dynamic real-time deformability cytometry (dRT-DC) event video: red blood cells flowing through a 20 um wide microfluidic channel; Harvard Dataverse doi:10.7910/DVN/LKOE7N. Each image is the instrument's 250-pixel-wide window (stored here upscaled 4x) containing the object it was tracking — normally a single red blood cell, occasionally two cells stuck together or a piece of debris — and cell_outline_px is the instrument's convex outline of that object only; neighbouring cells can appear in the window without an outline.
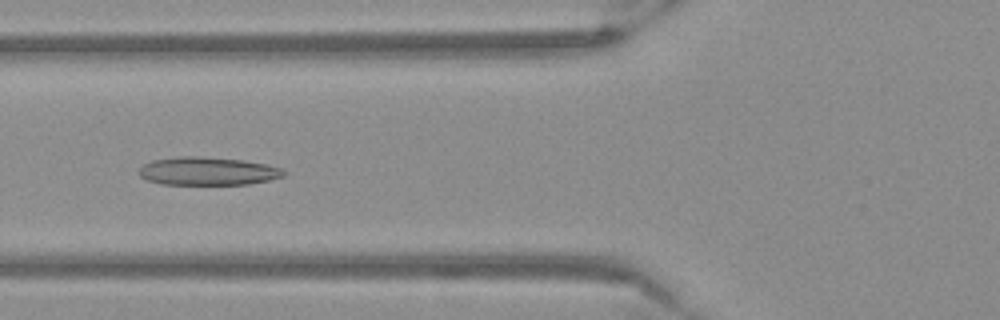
{"species": "Egyptian fruit bat (a non-hibernating species)", "species_latin": "Rousettus aegyptiacus", "temperature_condition": "warm", "stored_images_in_passage": 45, "camera_frame_rate_fps": 3000, "um_per_image_px": 0.085, "frame": {"image": 1, "passage_image": 13, "time_ms": 4.0, "image_size_px": [1000, 320], "cell_outline_px": [[288, 172], [284, 176], [268, 180], [248, 184], [160, 184], [148, 180], [140, 176], [140, 168], [144, 164], [152, 160], [180, 156], [196, 156], [240, 160], [268, 164], [280, 168]], "centroid_in_image_um": [17.67, 14.55], "position_along_channel_um": 108.1, "area_um2": 23.58}}
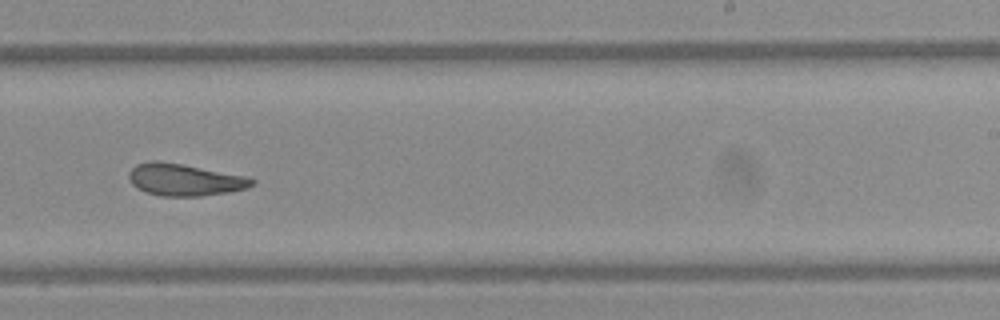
{"frame": {"image": 2, "passage_image": 26, "time_ms": 8.333, "image_size_px": [1000, 320], "cell_outline_px": [[256, 184], [248, 188], [228, 192], [200, 196], [160, 196], [148, 192], [132, 184], [128, 176], [128, 172], [136, 164], [148, 160], [156, 160], [180, 164], [244, 176], [256, 180]], "centroid_in_image_um": [15.68, 15.28], "position_along_channel_um": 273.3, "area_um2": 22.72}}
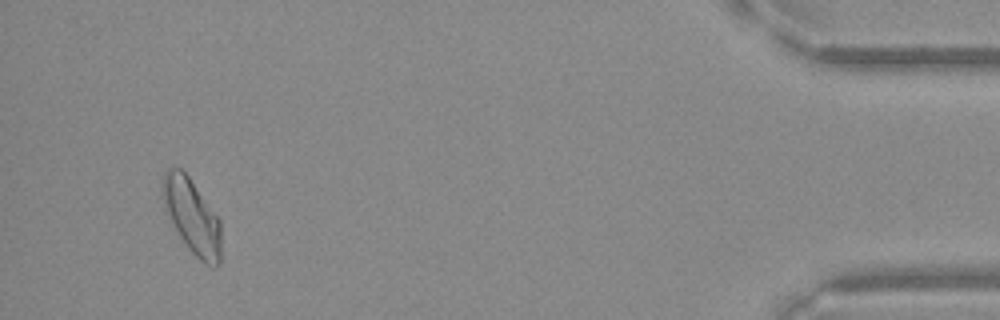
{"frame": {"image": 3, "passage_image": 43, "time_ms": 14.0, "image_size_px": [1000, 320], "cell_outline_px": [[220, 260], [216, 268], [212, 268], [204, 264], [188, 248], [180, 236], [164, 208], [160, 196], [160, 188], [164, 172], [168, 168], [180, 168], [188, 176], [220, 220]], "centroid_in_image_um": [16.28, 18.38], "position_along_channel_um": 418.9, "area_um2": 25.43}}